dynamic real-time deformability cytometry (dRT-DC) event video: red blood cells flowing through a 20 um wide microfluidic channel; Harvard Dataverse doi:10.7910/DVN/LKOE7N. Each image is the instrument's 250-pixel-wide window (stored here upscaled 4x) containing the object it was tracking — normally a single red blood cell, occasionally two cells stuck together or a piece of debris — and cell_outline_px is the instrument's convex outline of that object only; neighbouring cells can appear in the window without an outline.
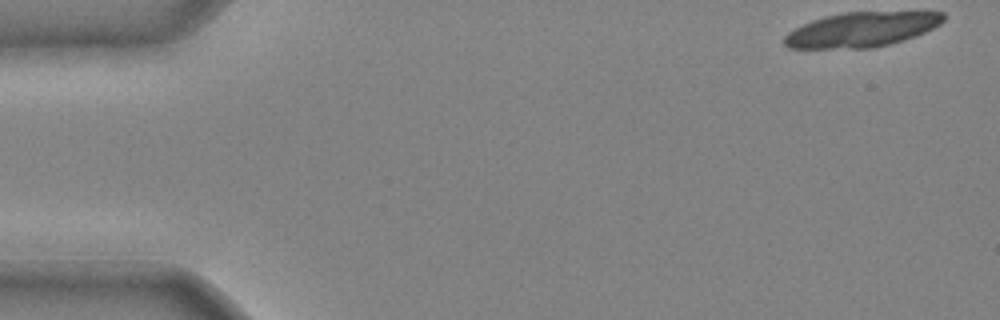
{"species": "common noctule bat (a hibernating species)", "species_latin": "Nyctalus noctula", "temperature_condition": "cold", "stored_images_in_passage": 14, "camera_frame_rate_fps": 3000, "um_per_image_px": 0.085, "animal": {"sex": "male", "body_mass_g": 20.4}, "frame": {"image": 1, "passage_image": 1, "time_ms": 0.0, "image_size_px": [1000, 320], "cell_outline_px": [[944, 20], [940, 24], [924, 32], [904, 40], [872, 48], [788, 48], [784, 44], [784, 36], [788, 32], [812, 20], [824, 16], [844, 12], [944, 12]], "centroid_in_image_um": [73.21, 2.51], "position_along_channel_um": 11.8, "area_um2": 31.96}}